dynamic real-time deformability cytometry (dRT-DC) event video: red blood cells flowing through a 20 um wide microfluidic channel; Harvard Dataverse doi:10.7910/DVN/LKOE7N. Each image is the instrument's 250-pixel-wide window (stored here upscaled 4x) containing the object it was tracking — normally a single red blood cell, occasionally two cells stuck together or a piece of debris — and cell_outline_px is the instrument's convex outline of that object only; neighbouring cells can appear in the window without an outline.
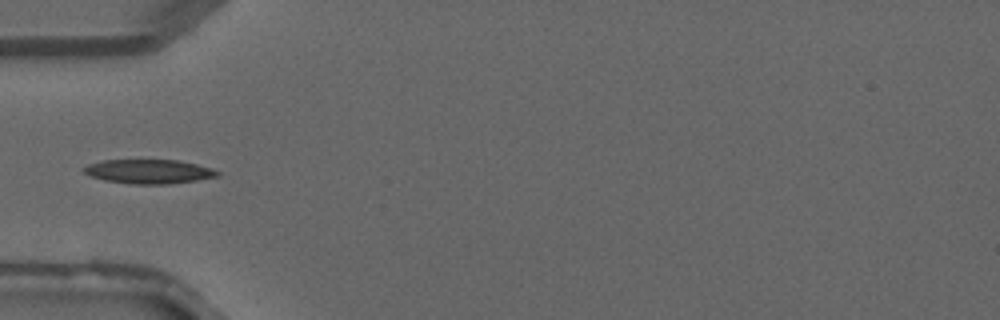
{"species": "common noctule bat (a hibernating species)", "species_latin": "Nyctalus noctula", "temperature_condition": "warm", "stored_images_in_passage": 32, "camera_frame_rate_fps": 3000, "um_per_image_px": 0.085, "animal": {"sex": "male", "forearm_length_mm": 52.5}, "frame": {"image": 1, "passage_image": 5, "time_ms": 1.333, "image_size_px": [1000, 320], "cell_outline_px": [[220, 176], [196, 180], [168, 184], [132, 184], [104, 180], [92, 176], [84, 172], [80, 168], [88, 164], [104, 160], [180, 160], [212, 168], [220, 172]], "centroid_in_image_um": [12.66, 14.57], "position_along_channel_um": 72.3, "area_um2": 18.84}}
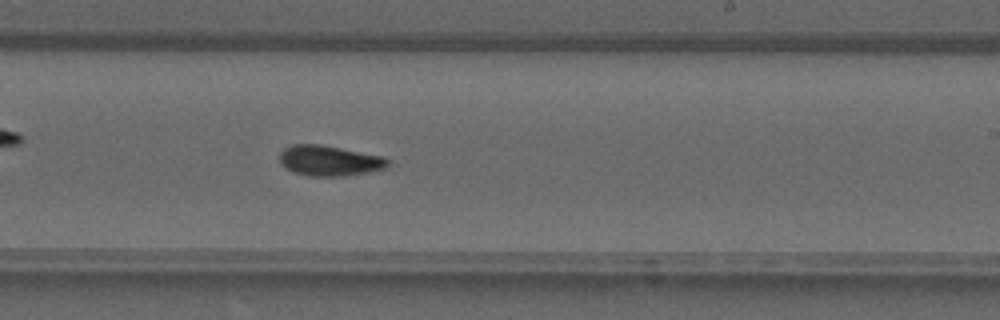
{"frame": {"image": 2, "passage_image": 16, "time_ms": 5.0, "image_size_px": [1000, 320], "cell_outline_px": [[388, 168], [368, 172], [344, 176], [308, 176], [292, 172], [280, 164], [280, 152], [284, 148], [292, 144], [320, 144], [384, 156], [388, 160]], "centroid_in_image_um": [27.99, 13.66], "position_along_channel_um": 261.0, "area_um2": 19.36}}
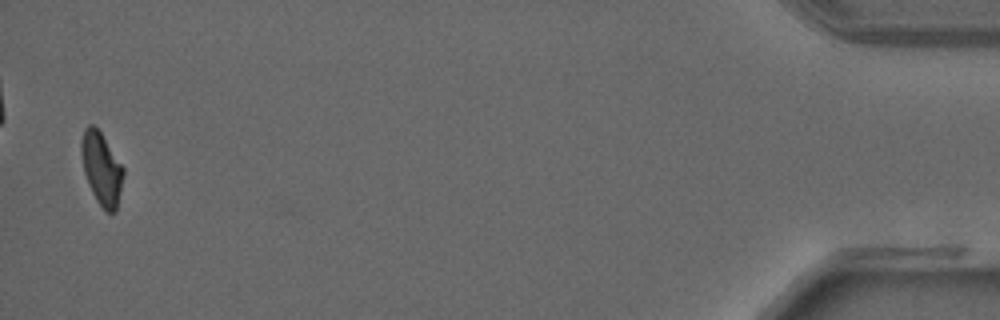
{"frame": {"image": 3, "passage_image": 31, "time_ms": 10.0, "image_size_px": [1000, 320], "cell_outline_px": [[124, 172], [116, 212], [104, 212], [96, 200], [88, 184], [84, 172], [80, 152], [80, 144], [84, 128], [88, 124], [92, 124], [100, 132], [124, 168]], "centroid_in_image_um": [8.61, 14.35], "position_along_channel_um": 426.6, "area_um2": 17.74}}